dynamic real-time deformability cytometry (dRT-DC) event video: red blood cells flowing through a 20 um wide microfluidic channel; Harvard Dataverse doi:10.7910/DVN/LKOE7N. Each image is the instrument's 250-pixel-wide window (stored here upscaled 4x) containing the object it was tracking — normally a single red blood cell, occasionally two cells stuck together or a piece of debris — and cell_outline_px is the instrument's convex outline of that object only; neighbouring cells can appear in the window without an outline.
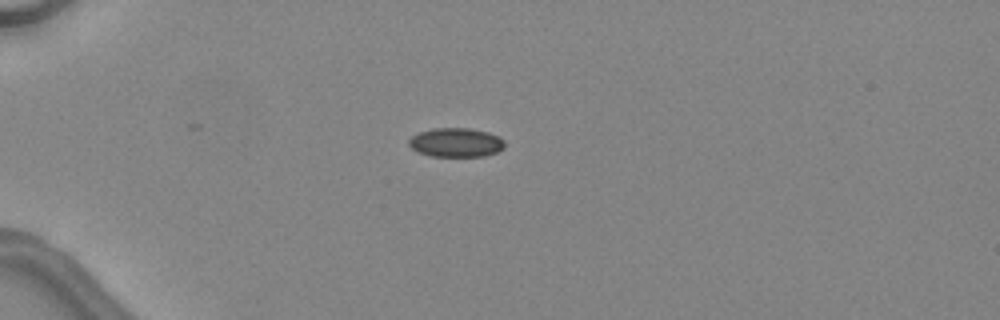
{"species": "common noctule bat (a hibernating species)", "species_latin": "Nyctalus noctula", "temperature_condition": "warm", "stored_images_in_passage": 4, "camera_frame_rate_fps": 3000, "um_per_image_px": 0.085, "animal": {"sex": "female", "body_mass_g": 24.6, "forearm_length_mm": 56.2}, "frame": {"image": 1, "passage_image": 1, "time_ms": 0.0, "image_size_px": [1000, 320], "cell_outline_px": [[504, 148], [496, 152], [484, 156], [432, 156], [420, 152], [412, 148], [408, 144], [408, 140], [412, 136], [420, 132], [432, 128], [468, 128], [488, 132], [500, 136], [504, 140]], "centroid_in_image_um": [38.78, 12.1], "position_along_channel_um": 46.2, "area_um2": 16.18}}